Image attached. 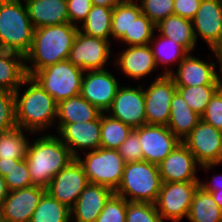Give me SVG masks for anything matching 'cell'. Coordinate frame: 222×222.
Listing matches in <instances>:
<instances>
[{"mask_svg": "<svg viewBox=\"0 0 222 222\" xmlns=\"http://www.w3.org/2000/svg\"><path fill=\"white\" fill-rule=\"evenodd\" d=\"M78 31L79 27L71 23L36 28L25 55V63L31 62L25 64L27 75L31 77L40 69L67 60Z\"/></svg>", "mask_w": 222, "mask_h": 222, "instance_id": "1", "label": "cell"}, {"mask_svg": "<svg viewBox=\"0 0 222 222\" xmlns=\"http://www.w3.org/2000/svg\"><path fill=\"white\" fill-rule=\"evenodd\" d=\"M23 85L29 87L21 96L20 87L14 92L17 127L31 134L43 132L57 121L58 103L32 77L28 76Z\"/></svg>", "mask_w": 222, "mask_h": 222, "instance_id": "2", "label": "cell"}, {"mask_svg": "<svg viewBox=\"0 0 222 222\" xmlns=\"http://www.w3.org/2000/svg\"><path fill=\"white\" fill-rule=\"evenodd\" d=\"M26 162L34 186L47 188L52 178L65 168L74 157L61 139L45 134L28 144Z\"/></svg>", "mask_w": 222, "mask_h": 222, "instance_id": "3", "label": "cell"}, {"mask_svg": "<svg viewBox=\"0 0 222 222\" xmlns=\"http://www.w3.org/2000/svg\"><path fill=\"white\" fill-rule=\"evenodd\" d=\"M21 0H0V50L25 56L32 45L34 26Z\"/></svg>", "mask_w": 222, "mask_h": 222, "instance_id": "4", "label": "cell"}, {"mask_svg": "<svg viewBox=\"0 0 222 222\" xmlns=\"http://www.w3.org/2000/svg\"><path fill=\"white\" fill-rule=\"evenodd\" d=\"M161 185L158 165L145 160L129 162L125 163L121 182L114 194L129 202L155 204Z\"/></svg>", "mask_w": 222, "mask_h": 222, "instance_id": "5", "label": "cell"}, {"mask_svg": "<svg viewBox=\"0 0 222 222\" xmlns=\"http://www.w3.org/2000/svg\"><path fill=\"white\" fill-rule=\"evenodd\" d=\"M83 76V70L64 60L36 71L31 77L59 103L81 93Z\"/></svg>", "mask_w": 222, "mask_h": 222, "instance_id": "6", "label": "cell"}, {"mask_svg": "<svg viewBox=\"0 0 222 222\" xmlns=\"http://www.w3.org/2000/svg\"><path fill=\"white\" fill-rule=\"evenodd\" d=\"M85 159L76 158L82 165L89 183L101 185L115 192L121 182L125 162L118 150L98 148L86 152Z\"/></svg>", "mask_w": 222, "mask_h": 222, "instance_id": "7", "label": "cell"}, {"mask_svg": "<svg viewBox=\"0 0 222 222\" xmlns=\"http://www.w3.org/2000/svg\"><path fill=\"white\" fill-rule=\"evenodd\" d=\"M183 143L194 155L199 168L210 170L222 164V131L200 120Z\"/></svg>", "mask_w": 222, "mask_h": 222, "instance_id": "8", "label": "cell"}, {"mask_svg": "<svg viewBox=\"0 0 222 222\" xmlns=\"http://www.w3.org/2000/svg\"><path fill=\"white\" fill-rule=\"evenodd\" d=\"M200 181L162 182L155 207L163 219L179 222L188 217Z\"/></svg>", "mask_w": 222, "mask_h": 222, "instance_id": "9", "label": "cell"}, {"mask_svg": "<svg viewBox=\"0 0 222 222\" xmlns=\"http://www.w3.org/2000/svg\"><path fill=\"white\" fill-rule=\"evenodd\" d=\"M110 43L78 31L67 60L83 71L105 69L111 57Z\"/></svg>", "mask_w": 222, "mask_h": 222, "instance_id": "10", "label": "cell"}, {"mask_svg": "<svg viewBox=\"0 0 222 222\" xmlns=\"http://www.w3.org/2000/svg\"><path fill=\"white\" fill-rule=\"evenodd\" d=\"M177 87L169 75L161 73L144 89L147 124L167 126L170 118L171 100Z\"/></svg>", "mask_w": 222, "mask_h": 222, "instance_id": "11", "label": "cell"}, {"mask_svg": "<svg viewBox=\"0 0 222 222\" xmlns=\"http://www.w3.org/2000/svg\"><path fill=\"white\" fill-rule=\"evenodd\" d=\"M88 184L82 165L74 158L52 178L46 192L71 210Z\"/></svg>", "mask_w": 222, "mask_h": 222, "instance_id": "12", "label": "cell"}, {"mask_svg": "<svg viewBox=\"0 0 222 222\" xmlns=\"http://www.w3.org/2000/svg\"><path fill=\"white\" fill-rule=\"evenodd\" d=\"M106 113L133 129L147 124L145 95L142 85L135 88L121 86Z\"/></svg>", "mask_w": 222, "mask_h": 222, "instance_id": "13", "label": "cell"}, {"mask_svg": "<svg viewBox=\"0 0 222 222\" xmlns=\"http://www.w3.org/2000/svg\"><path fill=\"white\" fill-rule=\"evenodd\" d=\"M118 80L107 69L84 71L80 95L102 113L110 108L120 88Z\"/></svg>", "mask_w": 222, "mask_h": 222, "instance_id": "14", "label": "cell"}, {"mask_svg": "<svg viewBox=\"0 0 222 222\" xmlns=\"http://www.w3.org/2000/svg\"><path fill=\"white\" fill-rule=\"evenodd\" d=\"M139 136L143 158L149 163H161L181 141L164 125L145 124L134 129Z\"/></svg>", "mask_w": 222, "mask_h": 222, "instance_id": "15", "label": "cell"}, {"mask_svg": "<svg viewBox=\"0 0 222 222\" xmlns=\"http://www.w3.org/2000/svg\"><path fill=\"white\" fill-rule=\"evenodd\" d=\"M57 124L58 137L69 148L74 158L79 156L77 150L93 151L100 148L101 114L92 121Z\"/></svg>", "mask_w": 222, "mask_h": 222, "instance_id": "16", "label": "cell"}, {"mask_svg": "<svg viewBox=\"0 0 222 222\" xmlns=\"http://www.w3.org/2000/svg\"><path fill=\"white\" fill-rule=\"evenodd\" d=\"M46 189L31 186L10 191L0 210L2 222H30V219Z\"/></svg>", "mask_w": 222, "mask_h": 222, "instance_id": "17", "label": "cell"}, {"mask_svg": "<svg viewBox=\"0 0 222 222\" xmlns=\"http://www.w3.org/2000/svg\"><path fill=\"white\" fill-rule=\"evenodd\" d=\"M216 63H206L190 53L178 64L177 71L169 76L176 87H191L198 85H222L220 74L216 71Z\"/></svg>", "mask_w": 222, "mask_h": 222, "instance_id": "18", "label": "cell"}, {"mask_svg": "<svg viewBox=\"0 0 222 222\" xmlns=\"http://www.w3.org/2000/svg\"><path fill=\"white\" fill-rule=\"evenodd\" d=\"M197 161L187 146L181 142L158 164L162 182L200 181L197 176Z\"/></svg>", "mask_w": 222, "mask_h": 222, "instance_id": "19", "label": "cell"}, {"mask_svg": "<svg viewBox=\"0 0 222 222\" xmlns=\"http://www.w3.org/2000/svg\"><path fill=\"white\" fill-rule=\"evenodd\" d=\"M193 32L212 49L222 39V0H202L192 20Z\"/></svg>", "mask_w": 222, "mask_h": 222, "instance_id": "20", "label": "cell"}, {"mask_svg": "<svg viewBox=\"0 0 222 222\" xmlns=\"http://www.w3.org/2000/svg\"><path fill=\"white\" fill-rule=\"evenodd\" d=\"M113 194L114 192L107 187L89 183L70 210L71 222H96Z\"/></svg>", "mask_w": 222, "mask_h": 222, "instance_id": "21", "label": "cell"}, {"mask_svg": "<svg viewBox=\"0 0 222 222\" xmlns=\"http://www.w3.org/2000/svg\"><path fill=\"white\" fill-rule=\"evenodd\" d=\"M128 47V48H127ZM114 62L126 77L141 79L157 68L150 45L126 46Z\"/></svg>", "mask_w": 222, "mask_h": 222, "instance_id": "22", "label": "cell"}, {"mask_svg": "<svg viewBox=\"0 0 222 222\" xmlns=\"http://www.w3.org/2000/svg\"><path fill=\"white\" fill-rule=\"evenodd\" d=\"M34 28L69 23L67 0H25Z\"/></svg>", "mask_w": 222, "mask_h": 222, "instance_id": "23", "label": "cell"}, {"mask_svg": "<svg viewBox=\"0 0 222 222\" xmlns=\"http://www.w3.org/2000/svg\"><path fill=\"white\" fill-rule=\"evenodd\" d=\"M201 116L194 112L176 91L171 100L170 118L167 127L183 142L197 126Z\"/></svg>", "mask_w": 222, "mask_h": 222, "instance_id": "24", "label": "cell"}, {"mask_svg": "<svg viewBox=\"0 0 222 222\" xmlns=\"http://www.w3.org/2000/svg\"><path fill=\"white\" fill-rule=\"evenodd\" d=\"M155 31L159 35L174 40L180 44L188 53L196 48L197 42L193 32V23L191 20L177 15H171L160 21L155 26Z\"/></svg>", "mask_w": 222, "mask_h": 222, "instance_id": "25", "label": "cell"}, {"mask_svg": "<svg viewBox=\"0 0 222 222\" xmlns=\"http://www.w3.org/2000/svg\"><path fill=\"white\" fill-rule=\"evenodd\" d=\"M22 54L0 50V88L15 92L28 77Z\"/></svg>", "mask_w": 222, "mask_h": 222, "instance_id": "26", "label": "cell"}, {"mask_svg": "<svg viewBox=\"0 0 222 222\" xmlns=\"http://www.w3.org/2000/svg\"><path fill=\"white\" fill-rule=\"evenodd\" d=\"M102 112L80 94L62 100L57 106V123H76L95 120Z\"/></svg>", "mask_w": 222, "mask_h": 222, "instance_id": "27", "label": "cell"}, {"mask_svg": "<svg viewBox=\"0 0 222 222\" xmlns=\"http://www.w3.org/2000/svg\"><path fill=\"white\" fill-rule=\"evenodd\" d=\"M187 218L190 222H222V209L211 193L199 186L193 195Z\"/></svg>", "mask_w": 222, "mask_h": 222, "instance_id": "28", "label": "cell"}, {"mask_svg": "<svg viewBox=\"0 0 222 222\" xmlns=\"http://www.w3.org/2000/svg\"><path fill=\"white\" fill-rule=\"evenodd\" d=\"M149 45L152 49L156 65L160 66L159 64H161L166 67L164 69V71H166L163 72L164 75H169L173 71L172 69H169L167 65L172 63L176 64V62H178V65L189 54L180 44L176 43L174 40L159 34L158 36L152 37Z\"/></svg>", "mask_w": 222, "mask_h": 222, "instance_id": "29", "label": "cell"}, {"mask_svg": "<svg viewBox=\"0 0 222 222\" xmlns=\"http://www.w3.org/2000/svg\"><path fill=\"white\" fill-rule=\"evenodd\" d=\"M113 8L92 5L87 18L82 22L79 31L85 35L99 37L110 42Z\"/></svg>", "mask_w": 222, "mask_h": 222, "instance_id": "30", "label": "cell"}, {"mask_svg": "<svg viewBox=\"0 0 222 222\" xmlns=\"http://www.w3.org/2000/svg\"><path fill=\"white\" fill-rule=\"evenodd\" d=\"M136 2L135 0H122L113 8L111 22L113 40H120L124 35H130L133 21L142 13L140 4Z\"/></svg>", "mask_w": 222, "mask_h": 222, "instance_id": "31", "label": "cell"}, {"mask_svg": "<svg viewBox=\"0 0 222 222\" xmlns=\"http://www.w3.org/2000/svg\"><path fill=\"white\" fill-rule=\"evenodd\" d=\"M132 130V127L121 120L115 119L107 113H101L100 147L118 150Z\"/></svg>", "mask_w": 222, "mask_h": 222, "instance_id": "32", "label": "cell"}, {"mask_svg": "<svg viewBox=\"0 0 222 222\" xmlns=\"http://www.w3.org/2000/svg\"><path fill=\"white\" fill-rule=\"evenodd\" d=\"M70 209L45 192L30 222H70Z\"/></svg>", "mask_w": 222, "mask_h": 222, "instance_id": "33", "label": "cell"}, {"mask_svg": "<svg viewBox=\"0 0 222 222\" xmlns=\"http://www.w3.org/2000/svg\"><path fill=\"white\" fill-rule=\"evenodd\" d=\"M24 129L15 127L0 132V159H25L30 141L25 137Z\"/></svg>", "mask_w": 222, "mask_h": 222, "instance_id": "34", "label": "cell"}, {"mask_svg": "<svg viewBox=\"0 0 222 222\" xmlns=\"http://www.w3.org/2000/svg\"><path fill=\"white\" fill-rule=\"evenodd\" d=\"M221 85H198L191 87H177V92L184 98L187 105L198 115H202L207 104Z\"/></svg>", "mask_w": 222, "mask_h": 222, "instance_id": "35", "label": "cell"}, {"mask_svg": "<svg viewBox=\"0 0 222 222\" xmlns=\"http://www.w3.org/2000/svg\"><path fill=\"white\" fill-rule=\"evenodd\" d=\"M155 24L141 13L130 28V35H124L119 42L126 46L149 45L155 31Z\"/></svg>", "mask_w": 222, "mask_h": 222, "instance_id": "36", "label": "cell"}, {"mask_svg": "<svg viewBox=\"0 0 222 222\" xmlns=\"http://www.w3.org/2000/svg\"><path fill=\"white\" fill-rule=\"evenodd\" d=\"M125 222H164L155 204L127 201Z\"/></svg>", "mask_w": 222, "mask_h": 222, "instance_id": "37", "label": "cell"}, {"mask_svg": "<svg viewBox=\"0 0 222 222\" xmlns=\"http://www.w3.org/2000/svg\"><path fill=\"white\" fill-rule=\"evenodd\" d=\"M17 127L14 92L0 88V132Z\"/></svg>", "mask_w": 222, "mask_h": 222, "instance_id": "38", "label": "cell"}, {"mask_svg": "<svg viewBox=\"0 0 222 222\" xmlns=\"http://www.w3.org/2000/svg\"><path fill=\"white\" fill-rule=\"evenodd\" d=\"M142 13L155 25L174 15V0H140Z\"/></svg>", "mask_w": 222, "mask_h": 222, "instance_id": "39", "label": "cell"}, {"mask_svg": "<svg viewBox=\"0 0 222 222\" xmlns=\"http://www.w3.org/2000/svg\"><path fill=\"white\" fill-rule=\"evenodd\" d=\"M127 200L113 194L106 202L96 222H125Z\"/></svg>", "mask_w": 222, "mask_h": 222, "instance_id": "40", "label": "cell"}, {"mask_svg": "<svg viewBox=\"0 0 222 222\" xmlns=\"http://www.w3.org/2000/svg\"><path fill=\"white\" fill-rule=\"evenodd\" d=\"M4 178L10 191L34 186L30 178L26 159H21L14 164Z\"/></svg>", "mask_w": 222, "mask_h": 222, "instance_id": "41", "label": "cell"}, {"mask_svg": "<svg viewBox=\"0 0 222 222\" xmlns=\"http://www.w3.org/2000/svg\"><path fill=\"white\" fill-rule=\"evenodd\" d=\"M201 120L222 131V85L207 104Z\"/></svg>", "mask_w": 222, "mask_h": 222, "instance_id": "42", "label": "cell"}, {"mask_svg": "<svg viewBox=\"0 0 222 222\" xmlns=\"http://www.w3.org/2000/svg\"><path fill=\"white\" fill-rule=\"evenodd\" d=\"M118 152L125 163L144 160L139 136L134 129L119 147Z\"/></svg>", "mask_w": 222, "mask_h": 222, "instance_id": "43", "label": "cell"}, {"mask_svg": "<svg viewBox=\"0 0 222 222\" xmlns=\"http://www.w3.org/2000/svg\"><path fill=\"white\" fill-rule=\"evenodd\" d=\"M91 7V0H67L69 23L79 26L87 18Z\"/></svg>", "mask_w": 222, "mask_h": 222, "instance_id": "44", "label": "cell"}, {"mask_svg": "<svg viewBox=\"0 0 222 222\" xmlns=\"http://www.w3.org/2000/svg\"><path fill=\"white\" fill-rule=\"evenodd\" d=\"M202 0H174V15L193 20Z\"/></svg>", "mask_w": 222, "mask_h": 222, "instance_id": "45", "label": "cell"}, {"mask_svg": "<svg viewBox=\"0 0 222 222\" xmlns=\"http://www.w3.org/2000/svg\"><path fill=\"white\" fill-rule=\"evenodd\" d=\"M211 179H213V181H208L207 183L200 181L199 186L207 192L222 190V174L214 175Z\"/></svg>", "mask_w": 222, "mask_h": 222, "instance_id": "46", "label": "cell"}, {"mask_svg": "<svg viewBox=\"0 0 222 222\" xmlns=\"http://www.w3.org/2000/svg\"><path fill=\"white\" fill-rule=\"evenodd\" d=\"M19 160L21 159H0V174L5 177L8 174L9 170L12 168V166L16 164Z\"/></svg>", "mask_w": 222, "mask_h": 222, "instance_id": "47", "label": "cell"}, {"mask_svg": "<svg viewBox=\"0 0 222 222\" xmlns=\"http://www.w3.org/2000/svg\"><path fill=\"white\" fill-rule=\"evenodd\" d=\"M211 52L213 53V54H215L214 55V57L216 58V59H218L217 60V63H219V65H220V71H221V74H222V39L211 49ZM220 79H221V81H222V75L221 76H218Z\"/></svg>", "mask_w": 222, "mask_h": 222, "instance_id": "48", "label": "cell"}, {"mask_svg": "<svg viewBox=\"0 0 222 222\" xmlns=\"http://www.w3.org/2000/svg\"><path fill=\"white\" fill-rule=\"evenodd\" d=\"M10 190L8 189L5 178L0 174V210L2 208L5 198L8 196Z\"/></svg>", "mask_w": 222, "mask_h": 222, "instance_id": "49", "label": "cell"}, {"mask_svg": "<svg viewBox=\"0 0 222 222\" xmlns=\"http://www.w3.org/2000/svg\"><path fill=\"white\" fill-rule=\"evenodd\" d=\"M122 0H91L92 5L95 6H107L109 8H114Z\"/></svg>", "mask_w": 222, "mask_h": 222, "instance_id": "50", "label": "cell"}, {"mask_svg": "<svg viewBox=\"0 0 222 222\" xmlns=\"http://www.w3.org/2000/svg\"><path fill=\"white\" fill-rule=\"evenodd\" d=\"M213 200L222 209V190L210 192Z\"/></svg>", "mask_w": 222, "mask_h": 222, "instance_id": "51", "label": "cell"}]
</instances>
